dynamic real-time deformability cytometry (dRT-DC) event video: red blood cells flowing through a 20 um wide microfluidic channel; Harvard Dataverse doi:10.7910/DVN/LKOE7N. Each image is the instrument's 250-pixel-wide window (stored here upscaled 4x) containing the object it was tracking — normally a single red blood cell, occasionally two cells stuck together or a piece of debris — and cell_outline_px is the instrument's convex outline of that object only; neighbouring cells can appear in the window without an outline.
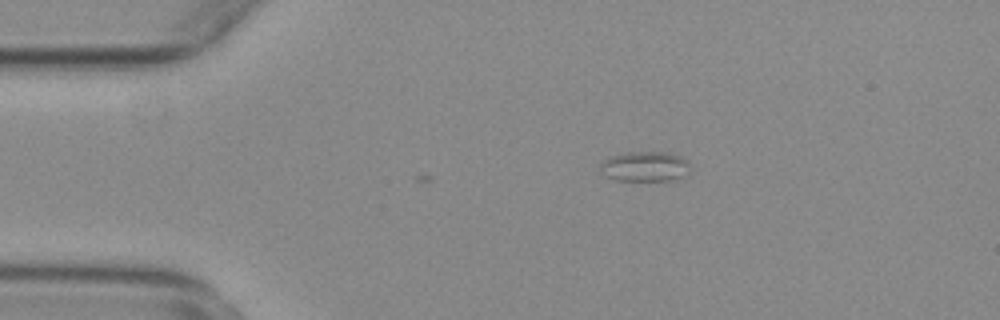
{"species": "common noctule bat (a hibernating species)", "species_latin": "Nyctalus noctula", "temperature_condition": "warm", "stored_images_in_passage": 2, "camera_frame_rate_fps": 3000, "um_per_image_px": 0.085, "animal": {"sex": "female", "body_mass_g": 29.2, "forearm_length_mm": 56.3}, "frame": {"image": 1, "passage_image": 2, "time_ms": 0.333, "image_size_px": [1000, 320], "cell_outline_px": [[688, 176], [672, 180], [616, 180], [608, 176], [600, 168], [600, 164], [604, 160], [612, 156], [628, 152], [664, 152], [680, 156], [688, 160]], "centroid_in_image_um": [54.87, 14.15], "position_along_channel_um": 30.1, "area_um2": 15.55}}